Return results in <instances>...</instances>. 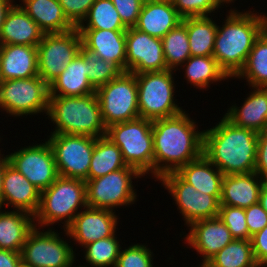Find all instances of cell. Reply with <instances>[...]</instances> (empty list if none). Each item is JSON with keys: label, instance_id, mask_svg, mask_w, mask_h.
Listing matches in <instances>:
<instances>
[{"label": "cell", "instance_id": "cell-1", "mask_svg": "<svg viewBox=\"0 0 267 267\" xmlns=\"http://www.w3.org/2000/svg\"><path fill=\"white\" fill-rule=\"evenodd\" d=\"M195 123L185 111L152 121L154 178L176 172L203 155L204 131H196Z\"/></svg>", "mask_w": 267, "mask_h": 267}, {"label": "cell", "instance_id": "cell-2", "mask_svg": "<svg viewBox=\"0 0 267 267\" xmlns=\"http://www.w3.org/2000/svg\"><path fill=\"white\" fill-rule=\"evenodd\" d=\"M258 133L240 128L225 117L204 130L203 155L224 175L255 172Z\"/></svg>", "mask_w": 267, "mask_h": 267}, {"label": "cell", "instance_id": "cell-3", "mask_svg": "<svg viewBox=\"0 0 267 267\" xmlns=\"http://www.w3.org/2000/svg\"><path fill=\"white\" fill-rule=\"evenodd\" d=\"M265 16L230 9L223 27L217 26L213 57L229 78L244 67L255 40L265 30Z\"/></svg>", "mask_w": 267, "mask_h": 267}, {"label": "cell", "instance_id": "cell-4", "mask_svg": "<svg viewBox=\"0 0 267 267\" xmlns=\"http://www.w3.org/2000/svg\"><path fill=\"white\" fill-rule=\"evenodd\" d=\"M48 117L56 124L52 134H76L94 138L106 135V126L96 96H50Z\"/></svg>", "mask_w": 267, "mask_h": 267}, {"label": "cell", "instance_id": "cell-5", "mask_svg": "<svg viewBox=\"0 0 267 267\" xmlns=\"http://www.w3.org/2000/svg\"><path fill=\"white\" fill-rule=\"evenodd\" d=\"M79 207H87L86 181L59 176L48 188L41 191L40 203L34 214L35 227L63 222L66 229L74 220Z\"/></svg>", "mask_w": 267, "mask_h": 267}, {"label": "cell", "instance_id": "cell-6", "mask_svg": "<svg viewBox=\"0 0 267 267\" xmlns=\"http://www.w3.org/2000/svg\"><path fill=\"white\" fill-rule=\"evenodd\" d=\"M121 152L127 166L136 168L143 176L153 175L152 120L137 118L106 128V135Z\"/></svg>", "mask_w": 267, "mask_h": 267}, {"label": "cell", "instance_id": "cell-7", "mask_svg": "<svg viewBox=\"0 0 267 267\" xmlns=\"http://www.w3.org/2000/svg\"><path fill=\"white\" fill-rule=\"evenodd\" d=\"M173 72L166 69L135 74L140 118L153 121L172 117L184 111L174 101Z\"/></svg>", "mask_w": 267, "mask_h": 267}, {"label": "cell", "instance_id": "cell-8", "mask_svg": "<svg viewBox=\"0 0 267 267\" xmlns=\"http://www.w3.org/2000/svg\"><path fill=\"white\" fill-rule=\"evenodd\" d=\"M106 128L139 118L136 75L123 72L96 90Z\"/></svg>", "mask_w": 267, "mask_h": 267}, {"label": "cell", "instance_id": "cell-9", "mask_svg": "<svg viewBox=\"0 0 267 267\" xmlns=\"http://www.w3.org/2000/svg\"><path fill=\"white\" fill-rule=\"evenodd\" d=\"M143 176L136 168H126L108 173L102 177L86 181L87 206L114 210L116 207L130 205L136 200L133 178ZM133 177V178H132Z\"/></svg>", "mask_w": 267, "mask_h": 267}, {"label": "cell", "instance_id": "cell-10", "mask_svg": "<svg viewBox=\"0 0 267 267\" xmlns=\"http://www.w3.org/2000/svg\"><path fill=\"white\" fill-rule=\"evenodd\" d=\"M49 97V85L40 76L0 83V109L12 116L47 114Z\"/></svg>", "mask_w": 267, "mask_h": 267}, {"label": "cell", "instance_id": "cell-11", "mask_svg": "<svg viewBox=\"0 0 267 267\" xmlns=\"http://www.w3.org/2000/svg\"><path fill=\"white\" fill-rule=\"evenodd\" d=\"M56 162L59 176L88 180L95 138L76 134H51L47 140Z\"/></svg>", "mask_w": 267, "mask_h": 267}, {"label": "cell", "instance_id": "cell-12", "mask_svg": "<svg viewBox=\"0 0 267 267\" xmlns=\"http://www.w3.org/2000/svg\"><path fill=\"white\" fill-rule=\"evenodd\" d=\"M38 230L35 227L23 245L22 267H72L76 259L73 247L54 229Z\"/></svg>", "mask_w": 267, "mask_h": 267}, {"label": "cell", "instance_id": "cell-13", "mask_svg": "<svg viewBox=\"0 0 267 267\" xmlns=\"http://www.w3.org/2000/svg\"><path fill=\"white\" fill-rule=\"evenodd\" d=\"M81 45L77 28L65 33L44 34L37 46L38 76L49 85L76 57Z\"/></svg>", "mask_w": 267, "mask_h": 267}, {"label": "cell", "instance_id": "cell-14", "mask_svg": "<svg viewBox=\"0 0 267 267\" xmlns=\"http://www.w3.org/2000/svg\"><path fill=\"white\" fill-rule=\"evenodd\" d=\"M178 205L186 225L218 217L221 195H209L197 191L185 182L176 172H169L158 179Z\"/></svg>", "mask_w": 267, "mask_h": 267}, {"label": "cell", "instance_id": "cell-15", "mask_svg": "<svg viewBox=\"0 0 267 267\" xmlns=\"http://www.w3.org/2000/svg\"><path fill=\"white\" fill-rule=\"evenodd\" d=\"M8 156V162L40 191L48 188L58 177L56 162L48 141L26 146Z\"/></svg>", "mask_w": 267, "mask_h": 267}, {"label": "cell", "instance_id": "cell-16", "mask_svg": "<svg viewBox=\"0 0 267 267\" xmlns=\"http://www.w3.org/2000/svg\"><path fill=\"white\" fill-rule=\"evenodd\" d=\"M168 69L162 40L132 27L126 30V72L140 74Z\"/></svg>", "mask_w": 267, "mask_h": 267}, {"label": "cell", "instance_id": "cell-17", "mask_svg": "<svg viewBox=\"0 0 267 267\" xmlns=\"http://www.w3.org/2000/svg\"><path fill=\"white\" fill-rule=\"evenodd\" d=\"M112 210L84 207L73 222L64 229L65 234L84 247L85 245L111 237L116 232L118 217Z\"/></svg>", "mask_w": 267, "mask_h": 267}, {"label": "cell", "instance_id": "cell-18", "mask_svg": "<svg viewBox=\"0 0 267 267\" xmlns=\"http://www.w3.org/2000/svg\"><path fill=\"white\" fill-rule=\"evenodd\" d=\"M185 241L203 257L206 265L219 251L234 240L227 226L219 217L191 223Z\"/></svg>", "mask_w": 267, "mask_h": 267}, {"label": "cell", "instance_id": "cell-19", "mask_svg": "<svg viewBox=\"0 0 267 267\" xmlns=\"http://www.w3.org/2000/svg\"><path fill=\"white\" fill-rule=\"evenodd\" d=\"M82 45L126 72V30L78 29Z\"/></svg>", "mask_w": 267, "mask_h": 267}, {"label": "cell", "instance_id": "cell-20", "mask_svg": "<svg viewBox=\"0 0 267 267\" xmlns=\"http://www.w3.org/2000/svg\"><path fill=\"white\" fill-rule=\"evenodd\" d=\"M183 18L173 7L171 0H144L134 28L162 39L176 28Z\"/></svg>", "mask_w": 267, "mask_h": 267}, {"label": "cell", "instance_id": "cell-21", "mask_svg": "<svg viewBox=\"0 0 267 267\" xmlns=\"http://www.w3.org/2000/svg\"><path fill=\"white\" fill-rule=\"evenodd\" d=\"M2 186V201L3 204L6 203L5 206H13L15 210L32 215L37 212L41 191L9 163L4 169Z\"/></svg>", "mask_w": 267, "mask_h": 267}, {"label": "cell", "instance_id": "cell-22", "mask_svg": "<svg viewBox=\"0 0 267 267\" xmlns=\"http://www.w3.org/2000/svg\"><path fill=\"white\" fill-rule=\"evenodd\" d=\"M38 76L37 46L0 45V80Z\"/></svg>", "mask_w": 267, "mask_h": 267}, {"label": "cell", "instance_id": "cell-23", "mask_svg": "<svg viewBox=\"0 0 267 267\" xmlns=\"http://www.w3.org/2000/svg\"><path fill=\"white\" fill-rule=\"evenodd\" d=\"M263 182L255 172L224 175L222 179L220 205L245 209L258 203Z\"/></svg>", "mask_w": 267, "mask_h": 267}, {"label": "cell", "instance_id": "cell-24", "mask_svg": "<svg viewBox=\"0 0 267 267\" xmlns=\"http://www.w3.org/2000/svg\"><path fill=\"white\" fill-rule=\"evenodd\" d=\"M243 106H231L224 117L240 128L260 133L267 130V87H252Z\"/></svg>", "mask_w": 267, "mask_h": 267}, {"label": "cell", "instance_id": "cell-25", "mask_svg": "<svg viewBox=\"0 0 267 267\" xmlns=\"http://www.w3.org/2000/svg\"><path fill=\"white\" fill-rule=\"evenodd\" d=\"M44 32L20 7L14 4L7 13L0 33V45L20 44L38 46Z\"/></svg>", "mask_w": 267, "mask_h": 267}, {"label": "cell", "instance_id": "cell-26", "mask_svg": "<svg viewBox=\"0 0 267 267\" xmlns=\"http://www.w3.org/2000/svg\"><path fill=\"white\" fill-rule=\"evenodd\" d=\"M95 92L96 89L88 79L87 62L80 53L49 84L50 96L80 97Z\"/></svg>", "mask_w": 267, "mask_h": 267}, {"label": "cell", "instance_id": "cell-27", "mask_svg": "<svg viewBox=\"0 0 267 267\" xmlns=\"http://www.w3.org/2000/svg\"><path fill=\"white\" fill-rule=\"evenodd\" d=\"M20 7L45 34L65 33L75 27L65 16L58 0H21Z\"/></svg>", "mask_w": 267, "mask_h": 267}, {"label": "cell", "instance_id": "cell-28", "mask_svg": "<svg viewBox=\"0 0 267 267\" xmlns=\"http://www.w3.org/2000/svg\"><path fill=\"white\" fill-rule=\"evenodd\" d=\"M35 228L34 215L22 210L0 214V249L22 251L29 233Z\"/></svg>", "mask_w": 267, "mask_h": 267}, {"label": "cell", "instance_id": "cell-29", "mask_svg": "<svg viewBox=\"0 0 267 267\" xmlns=\"http://www.w3.org/2000/svg\"><path fill=\"white\" fill-rule=\"evenodd\" d=\"M176 173L201 193L221 195L224 174L204 155L181 166Z\"/></svg>", "mask_w": 267, "mask_h": 267}, {"label": "cell", "instance_id": "cell-30", "mask_svg": "<svg viewBox=\"0 0 267 267\" xmlns=\"http://www.w3.org/2000/svg\"><path fill=\"white\" fill-rule=\"evenodd\" d=\"M120 148L106 136L95 138L88 179L102 177L126 168Z\"/></svg>", "mask_w": 267, "mask_h": 267}, {"label": "cell", "instance_id": "cell-31", "mask_svg": "<svg viewBox=\"0 0 267 267\" xmlns=\"http://www.w3.org/2000/svg\"><path fill=\"white\" fill-rule=\"evenodd\" d=\"M217 26L212 17H187L191 56H213Z\"/></svg>", "mask_w": 267, "mask_h": 267}, {"label": "cell", "instance_id": "cell-32", "mask_svg": "<svg viewBox=\"0 0 267 267\" xmlns=\"http://www.w3.org/2000/svg\"><path fill=\"white\" fill-rule=\"evenodd\" d=\"M247 79L249 87H267V30L255 40L244 67L235 76Z\"/></svg>", "mask_w": 267, "mask_h": 267}, {"label": "cell", "instance_id": "cell-33", "mask_svg": "<svg viewBox=\"0 0 267 267\" xmlns=\"http://www.w3.org/2000/svg\"><path fill=\"white\" fill-rule=\"evenodd\" d=\"M185 63V77L196 88L205 89L209 83L228 78L213 56H191Z\"/></svg>", "mask_w": 267, "mask_h": 267}, {"label": "cell", "instance_id": "cell-34", "mask_svg": "<svg viewBox=\"0 0 267 267\" xmlns=\"http://www.w3.org/2000/svg\"><path fill=\"white\" fill-rule=\"evenodd\" d=\"M161 40L168 69L176 71L179 65L183 67V64L191 57L187 35V18H184L176 28L170 30Z\"/></svg>", "mask_w": 267, "mask_h": 267}, {"label": "cell", "instance_id": "cell-35", "mask_svg": "<svg viewBox=\"0 0 267 267\" xmlns=\"http://www.w3.org/2000/svg\"><path fill=\"white\" fill-rule=\"evenodd\" d=\"M208 267H259L251 240L234 239L219 251L207 264Z\"/></svg>", "mask_w": 267, "mask_h": 267}, {"label": "cell", "instance_id": "cell-36", "mask_svg": "<svg viewBox=\"0 0 267 267\" xmlns=\"http://www.w3.org/2000/svg\"><path fill=\"white\" fill-rule=\"evenodd\" d=\"M77 29L127 30V27L122 23L112 0H95Z\"/></svg>", "mask_w": 267, "mask_h": 267}, {"label": "cell", "instance_id": "cell-37", "mask_svg": "<svg viewBox=\"0 0 267 267\" xmlns=\"http://www.w3.org/2000/svg\"><path fill=\"white\" fill-rule=\"evenodd\" d=\"M79 53L87 62L88 79L96 90L124 72L117 64L101 59L96 53L87 50L83 45H81Z\"/></svg>", "mask_w": 267, "mask_h": 267}, {"label": "cell", "instance_id": "cell-38", "mask_svg": "<svg viewBox=\"0 0 267 267\" xmlns=\"http://www.w3.org/2000/svg\"><path fill=\"white\" fill-rule=\"evenodd\" d=\"M114 234L84 246L85 260L92 267H115L121 246Z\"/></svg>", "mask_w": 267, "mask_h": 267}, {"label": "cell", "instance_id": "cell-39", "mask_svg": "<svg viewBox=\"0 0 267 267\" xmlns=\"http://www.w3.org/2000/svg\"><path fill=\"white\" fill-rule=\"evenodd\" d=\"M218 217L227 226L234 239L251 240L244 208L220 205Z\"/></svg>", "mask_w": 267, "mask_h": 267}, {"label": "cell", "instance_id": "cell-40", "mask_svg": "<svg viewBox=\"0 0 267 267\" xmlns=\"http://www.w3.org/2000/svg\"><path fill=\"white\" fill-rule=\"evenodd\" d=\"M150 248L134 244L120 250L115 267H153V256Z\"/></svg>", "mask_w": 267, "mask_h": 267}, {"label": "cell", "instance_id": "cell-41", "mask_svg": "<svg viewBox=\"0 0 267 267\" xmlns=\"http://www.w3.org/2000/svg\"><path fill=\"white\" fill-rule=\"evenodd\" d=\"M171 2L183 19L208 16L221 7L215 0H171Z\"/></svg>", "mask_w": 267, "mask_h": 267}, {"label": "cell", "instance_id": "cell-42", "mask_svg": "<svg viewBox=\"0 0 267 267\" xmlns=\"http://www.w3.org/2000/svg\"><path fill=\"white\" fill-rule=\"evenodd\" d=\"M69 22L77 28L85 19L95 0H58Z\"/></svg>", "mask_w": 267, "mask_h": 267}, {"label": "cell", "instance_id": "cell-43", "mask_svg": "<svg viewBox=\"0 0 267 267\" xmlns=\"http://www.w3.org/2000/svg\"><path fill=\"white\" fill-rule=\"evenodd\" d=\"M144 0H112L122 23L132 28L137 23Z\"/></svg>", "mask_w": 267, "mask_h": 267}, {"label": "cell", "instance_id": "cell-44", "mask_svg": "<svg viewBox=\"0 0 267 267\" xmlns=\"http://www.w3.org/2000/svg\"><path fill=\"white\" fill-rule=\"evenodd\" d=\"M245 214L246 224L251 237L267 226V212L259 202L245 208Z\"/></svg>", "mask_w": 267, "mask_h": 267}, {"label": "cell", "instance_id": "cell-45", "mask_svg": "<svg viewBox=\"0 0 267 267\" xmlns=\"http://www.w3.org/2000/svg\"><path fill=\"white\" fill-rule=\"evenodd\" d=\"M255 173L267 180V130L258 133Z\"/></svg>", "mask_w": 267, "mask_h": 267}, {"label": "cell", "instance_id": "cell-46", "mask_svg": "<svg viewBox=\"0 0 267 267\" xmlns=\"http://www.w3.org/2000/svg\"><path fill=\"white\" fill-rule=\"evenodd\" d=\"M254 258L259 267L267 266V226L251 238Z\"/></svg>", "mask_w": 267, "mask_h": 267}, {"label": "cell", "instance_id": "cell-47", "mask_svg": "<svg viewBox=\"0 0 267 267\" xmlns=\"http://www.w3.org/2000/svg\"><path fill=\"white\" fill-rule=\"evenodd\" d=\"M0 267H22L21 253L0 249Z\"/></svg>", "mask_w": 267, "mask_h": 267}, {"label": "cell", "instance_id": "cell-48", "mask_svg": "<svg viewBox=\"0 0 267 267\" xmlns=\"http://www.w3.org/2000/svg\"><path fill=\"white\" fill-rule=\"evenodd\" d=\"M14 0H0V33L5 22L7 13L14 5Z\"/></svg>", "mask_w": 267, "mask_h": 267}, {"label": "cell", "instance_id": "cell-49", "mask_svg": "<svg viewBox=\"0 0 267 267\" xmlns=\"http://www.w3.org/2000/svg\"><path fill=\"white\" fill-rule=\"evenodd\" d=\"M1 140V139H0ZM1 151V150H0ZM0 153V200L2 201V195H3V174H4V169L6 165L9 163L8 162V156L5 155V157Z\"/></svg>", "mask_w": 267, "mask_h": 267}, {"label": "cell", "instance_id": "cell-50", "mask_svg": "<svg viewBox=\"0 0 267 267\" xmlns=\"http://www.w3.org/2000/svg\"><path fill=\"white\" fill-rule=\"evenodd\" d=\"M259 203L262 208L267 212V180L263 182V187L260 192Z\"/></svg>", "mask_w": 267, "mask_h": 267}, {"label": "cell", "instance_id": "cell-51", "mask_svg": "<svg viewBox=\"0 0 267 267\" xmlns=\"http://www.w3.org/2000/svg\"><path fill=\"white\" fill-rule=\"evenodd\" d=\"M219 5H224L225 3L233 2L234 0H215ZM222 3V4H221Z\"/></svg>", "mask_w": 267, "mask_h": 267}, {"label": "cell", "instance_id": "cell-52", "mask_svg": "<svg viewBox=\"0 0 267 267\" xmlns=\"http://www.w3.org/2000/svg\"><path fill=\"white\" fill-rule=\"evenodd\" d=\"M2 205H4V204H3V201L0 200V209L2 208ZM1 213H2V212H1V210H0V214H1Z\"/></svg>", "mask_w": 267, "mask_h": 267}, {"label": "cell", "instance_id": "cell-53", "mask_svg": "<svg viewBox=\"0 0 267 267\" xmlns=\"http://www.w3.org/2000/svg\"><path fill=\"white\" fill-rule=\"evenodd\" d=\"M199 267H208L207 265L201 264Z\"/></svg>", "mask_w": 267, "mask_h": 267}]
</instances>
